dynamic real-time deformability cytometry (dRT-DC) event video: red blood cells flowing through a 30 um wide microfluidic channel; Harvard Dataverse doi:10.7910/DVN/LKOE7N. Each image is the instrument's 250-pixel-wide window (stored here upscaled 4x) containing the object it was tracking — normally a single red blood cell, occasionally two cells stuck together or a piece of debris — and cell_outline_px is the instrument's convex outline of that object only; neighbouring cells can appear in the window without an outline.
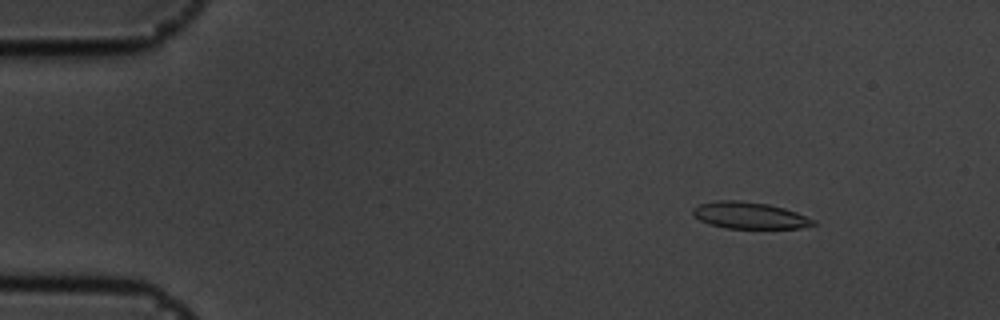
{"species": "common noctule bat (a hibernating species)", "species_latin": "Nyctalus noctula", "temperature_condition": "cold", "stored_images_in_passage": 53, "camera_frame_rate_fps": 3000, "um_per_image_px": 0.085, "animal": {"sex": "male", "body_mass_g": 19.5, "forearm_length_mm": 54.6}, "frame": {"image": 1, "passage_image": 4, "time_ms": 1.0, "image_size_px": [1000, 320], "cell_outline_px": [[816, 224], [800, 228], [728, 228], [708, 224], [692, 216], [692, 208], [700, 204], [716, 200], [736, 200], [768, 204], [784, 208], [796, 212], [816, 220]], "centroid_in_image_um": [63.68, 18.31], "position_along_channel_um": 21.3, "area_um2": 18.73}}
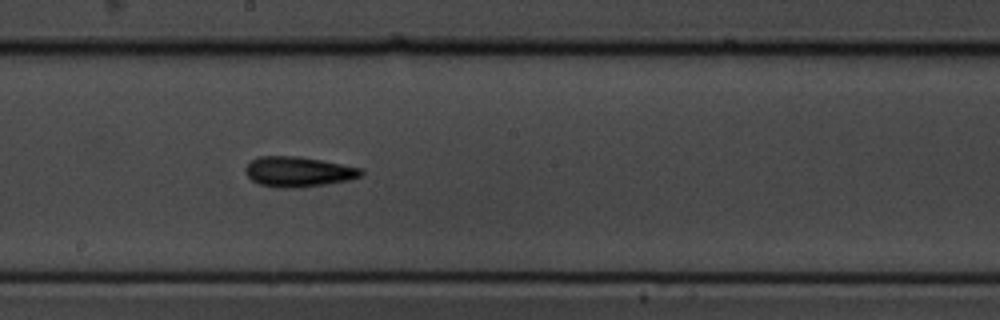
{"frame": {"image": 2, "passage_image": 28, "time_ms": 9.0, "image_size_px": [1000, 320], "cell_outline_px": [[364, 172], [360, 176], [348, 180], [324, 184], [296, 188], [276, 188], [260, 184], [252, 180], [244, 172], [244, 168], [252, 160], [260, 156], [300, 156], [364, 168]], "centroid_in_image_um": [25.35, 14.59], "position_along_channel_um": 222.8, "area_um2": 20.4}}
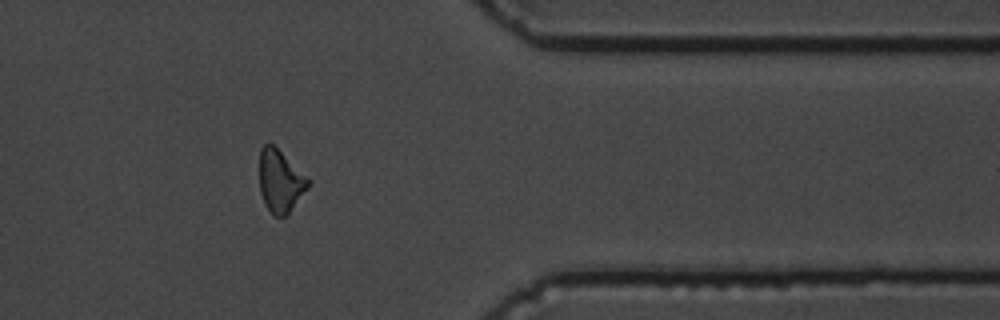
{"frame": {"image": 3, "passage_image": 43, "time_ms": 14.0, "image_size_px": [1000, 320], "cell_outline_px": [[312, 180], [308, 188], [288, 212], [284, 216], [272, 216], [264, 204], [260, 192], [260, 148], [268, 140]], "centroid_in_image_um": [23.82, 15.37], "position_along_channel_um": 387.6, "area_um2": 17.8}, "authors_computed_cell_mechanics": {"area_um2": 18.6694, "velocity_mm_per_s": 3.5915, "shape_relaxation_time_tau1_ms": 10.2718, "shape_relaxation_time_tau2_ms": 6.3264, "deformation_change_tau1": 0.2139, "deformation_change_tau2": 0.1588}}